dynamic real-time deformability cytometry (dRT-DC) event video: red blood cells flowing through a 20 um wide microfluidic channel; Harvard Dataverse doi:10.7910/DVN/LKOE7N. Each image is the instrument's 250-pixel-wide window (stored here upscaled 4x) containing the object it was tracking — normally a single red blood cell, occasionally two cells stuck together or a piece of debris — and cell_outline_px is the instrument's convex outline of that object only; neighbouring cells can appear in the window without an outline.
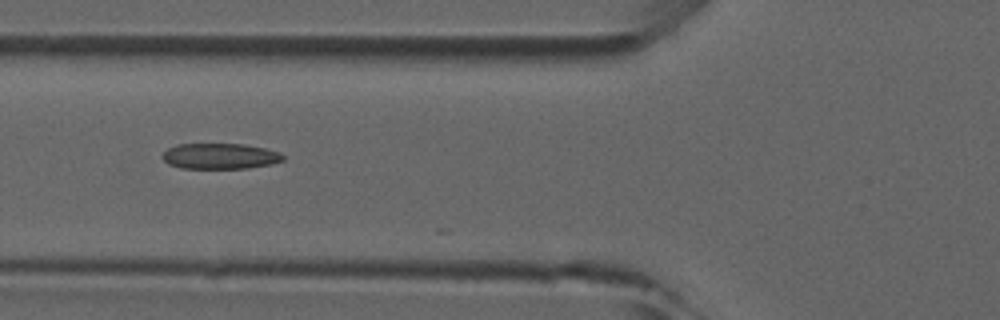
{"species": "common noctule bat (a hibernating species)", "species_latin": "Nyctalus noctula", "temperature_condition": "room temperature", "stored_images_in_passage": 23, "camera_frame_rate_fps": 3000, "um_per_image_px": 0.085, "animal": {"sex": "male", "forearm_length_mm": 52.5}, "frame": {"image": 1, "passage_image": 19, "time_ms": 6.0, "image_size_px": [1000, 320], "cell_outline_px": [[284, 160], [272, 164], [248, 168], [180, 168], [168, 164], [160, 156], [168, 148], [176, 144], [244, 144], [264, 148], [280, 152], [284, 156]], "centroid_in_image_um": [18.69, 13.27], "position_along_channel_um": 107.1, "area_um2": 18.15}}
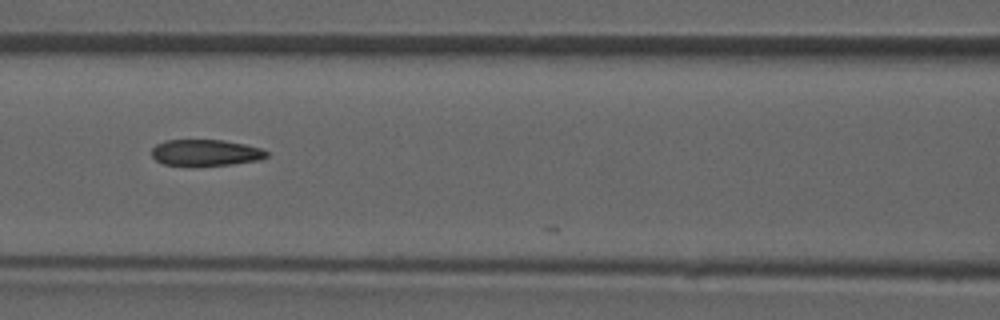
{"frame": {"image": 2, "passage_image": 22, "time_ms": 7.0, "image_size_px": [1000, 320], "cell_outline_px": [[268, 156], [260, 160], [232, 164], [192, 168], [164, 164], [156, 160], [152, 156], [152, 148], [156, 144], [164, 140], [224, 140], [244, 144], [260, 148], [268, 152]], "centroid_in_image_um": [17.45, 13.01], "position_along_channel_um": 149.2, "area_um2": 18.21}}